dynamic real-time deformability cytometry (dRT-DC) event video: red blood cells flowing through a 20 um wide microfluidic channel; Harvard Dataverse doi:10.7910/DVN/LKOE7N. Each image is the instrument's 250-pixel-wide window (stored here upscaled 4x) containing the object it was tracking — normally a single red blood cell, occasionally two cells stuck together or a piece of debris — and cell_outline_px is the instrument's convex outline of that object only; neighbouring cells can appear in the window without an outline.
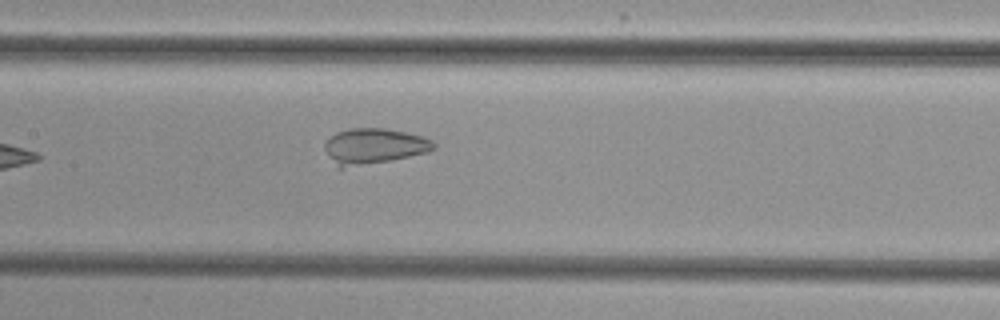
{"species": "common noctule bat (a hibernating species)", "species_latin": "Nyctalus noctula", "temperature_condition": "cold", "stored_images_in_passage": 8, "camera_frame_rate_fps": 3000, "um_per_image_px": 0.085, "animal": {"sex": "female", "body_mass_g": 29.2, "forearm_length_mm": 56.3}, "frame": {"image": 1, "passage_image": 8, "time_ms": 9.0, "image_size_px": [1000, 320], "cell_outline_px": [[436, 148], [428, 152], [392, 160], [340, 168], [336, 168], [328, 156], [324, 148], [324, 144], [328, 136], [336, 132], [348, 128], [384, 128], [424, 136], [432, 140], [436, 144]], "centroid_in_image_um": [31.76, 12.42], "position_along_channel_um": 175.6, "area_um2": 22.89}}